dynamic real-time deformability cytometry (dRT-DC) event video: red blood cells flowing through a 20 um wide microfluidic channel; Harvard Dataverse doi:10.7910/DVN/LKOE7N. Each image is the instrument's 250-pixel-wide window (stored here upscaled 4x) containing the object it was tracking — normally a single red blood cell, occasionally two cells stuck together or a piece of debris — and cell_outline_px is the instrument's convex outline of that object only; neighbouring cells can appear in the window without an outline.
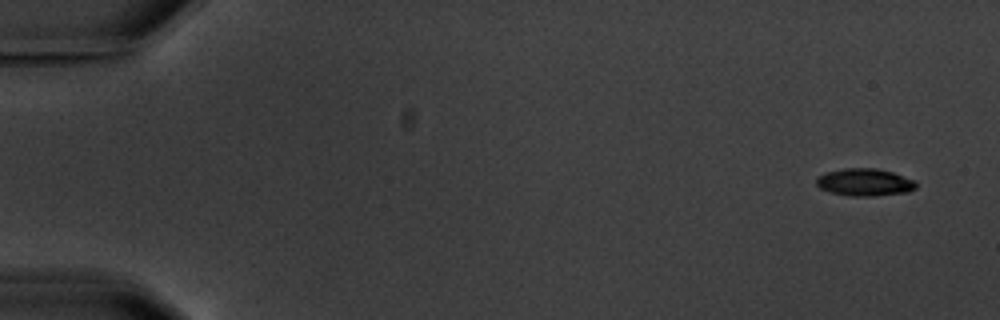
{"species": "common noctule bat (a hibernating species)", "species_latin": "Nyctalus noctula", "temperature_condition": "warm", "stored_images_in_passage": 15, "camera_frame_rate_fps": 3000, "um_per_image_px": 0.085, "animal": {"sex": "male", "body_mass_g": 20.1, "forearm_length_mm": 53.5}, "frame": {"image": 1, "passage_image": 1, "time_ms": 0.0, "image_size_px": [1000, 320], "cell_outline_px": [[916, 188], [908, 192], [872, 196], [848, 196], [832, 192], [820, 188], [816, 184], [816, 176], [828, 172], [844, 168], [876, 168], [892, 172], [916, 180]], "centroid_in_image_um": [73.51, 15.49], "position_along_channel_um": 11.5, "area_um2": 15.95}}
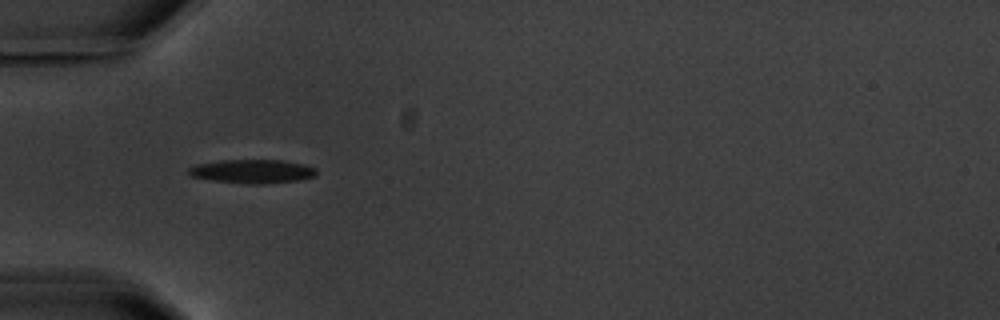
{"frame": {"image": 2, "passage_image": 5, "time_ms": 5.333, "image_size_px": [1000, 320], "cell_outline_px": [[316, 176], [300, 180], [264, 184], [248, 184], [212, 180], [192, 176], [188, 172], [188, 168], [196, 164], [220, 160], [280, 160], [304, 164], [316, 168]], "centroid_in_image_um": [21.47, 14.56], "position_along_channel_um": 63.5, "area_um2": 17.74}, "authors_computed_cell_mechanics": {"area_um2": 16.9932, "velocity_mm_per_s": 3.5403, "shape_relaxation_time_tau1_ms": 2.6466, "shape_relaxation_time_tau2_ms": 2.4375, "deformation_change_tau1": 0.1224, "deformation_change_tau2": 0.0759}}